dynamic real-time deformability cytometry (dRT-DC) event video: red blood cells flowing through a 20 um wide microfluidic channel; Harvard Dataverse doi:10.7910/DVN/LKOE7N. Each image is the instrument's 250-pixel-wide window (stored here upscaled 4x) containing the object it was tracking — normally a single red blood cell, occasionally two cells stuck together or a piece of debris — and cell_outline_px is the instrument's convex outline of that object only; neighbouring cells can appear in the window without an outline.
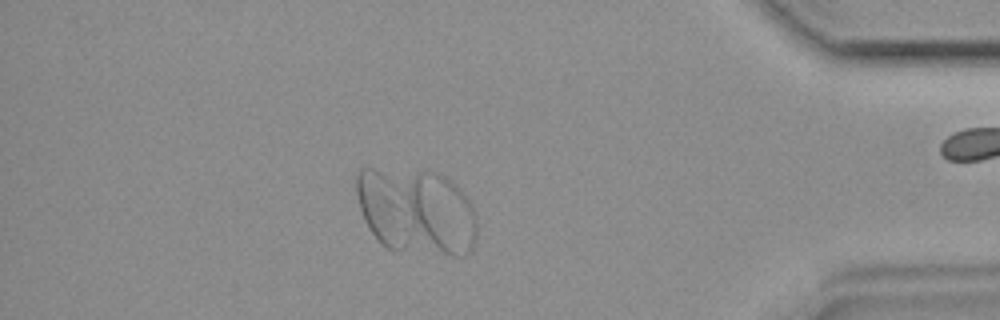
{"species": "common noctule bat (a hibernating species)", "species_latin": "Nyctalus noctula", "temperature_condition": "room temperature", "stored_images_in_passage": 46, "camera_frame_rate_fps": 3000, "um_per_image_px": 0.085, "animal": {"sex": "female", "body_mass_g": 19.9}, "frame": {"image": 1, "passage_image": 40, "time_ms": 13.0, "image_size_px": [1000, 320], "cell_outline_px": [[476, 236], [472, 248], [464, 256], [452, 256], [444, 252], [412, 224], [400, 200], [412, 180], [416, 176], [428, 172], [432, 172], [448, 180], [472, 204], [476, 216]], "centroid_in_image_um": [37.49, 18.14], "position_along_channel_um": 397.7, "area_um2": 30.46}}